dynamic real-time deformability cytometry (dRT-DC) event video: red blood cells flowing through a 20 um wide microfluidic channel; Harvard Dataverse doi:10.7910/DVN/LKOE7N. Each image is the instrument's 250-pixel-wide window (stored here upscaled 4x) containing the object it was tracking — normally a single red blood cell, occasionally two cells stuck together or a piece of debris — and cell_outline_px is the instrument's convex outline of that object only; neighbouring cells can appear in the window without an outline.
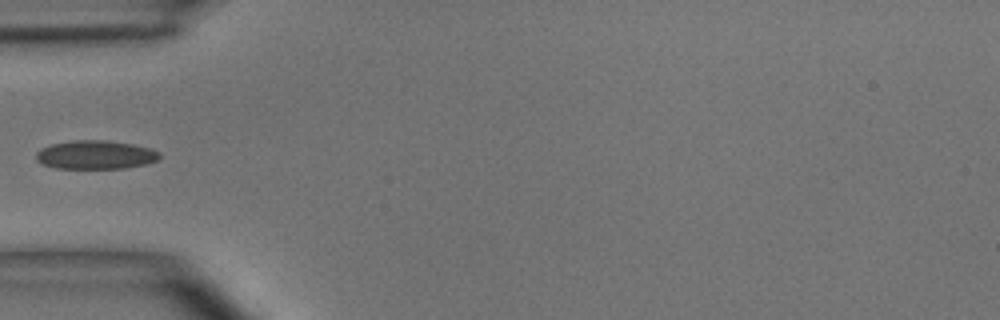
{"species": "common noctule bat (a hibernating species)", "species_latin": "Nyctalus noctula", "temperature_condition": "room temperature", "stored_images_in_passage": 3, "camera_frame_rate_fps": 3000, "um_per_image_px": 0.085, "animal": {"sex": "male", "body_mass_g": 15.6}, "frame": {"image": 1, "passage_image": 3, "time_ms": 3.0, "image_size_px": [1000, 320], "cell_outline_px": [[160, 156], [156, 160], [148, 164], [124, 168], [56, 168], [44, 164], [36, 160], [36, 152], [40, 148], [52, 144], [72, 140], [104, 140], [132, 144], [152, 148], [160, 152]], "centroid_in_image_um": [8.13, 13.15], "position_along_channel_um": 76.9, "area_um2": 20.63}}